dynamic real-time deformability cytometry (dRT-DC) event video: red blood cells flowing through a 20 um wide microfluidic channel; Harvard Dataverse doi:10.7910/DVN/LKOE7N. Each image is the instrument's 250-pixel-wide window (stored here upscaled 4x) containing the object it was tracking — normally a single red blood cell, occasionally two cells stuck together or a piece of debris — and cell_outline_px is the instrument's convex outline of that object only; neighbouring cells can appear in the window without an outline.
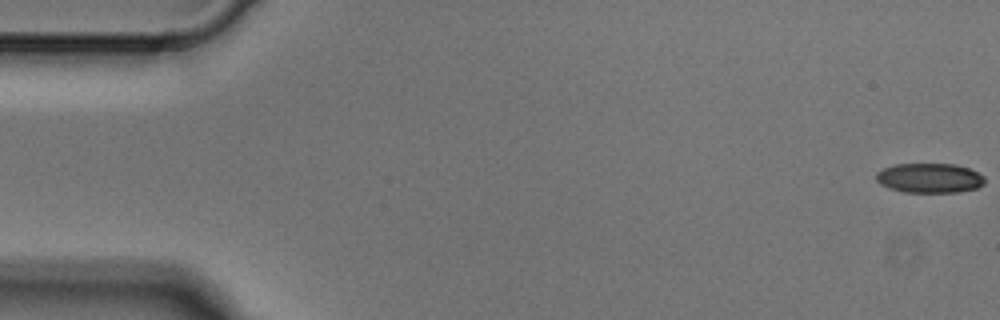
{"species": "Egyptian fruit bat (a non-hibernating species)", "species_latin": "Rousettus aegyptiacus", "temperature_condition": "cold", "stored_images_in_passage": 7, "camera_frame_rate_fps": 3000, "um_per_image_px": 0.085, "animal": {"sex": "male"}, "frame": {"image": 1, "passage_image": 1, "time_ms": 0.0, "image_size_px": [1000, 320], "cell_outline_px": [[984, 184], [976, 188], [956, 192], [904, 192], [888, 188], [880, 184], [876, 180], [876, 172], [884, 168], [896, 164], [956, 164], [968, 168], [984, 176]], "centroid_in_image_um": [78.99, 15.13], "position_along_channel_um": 6.0, "area_um2": 18.73}}
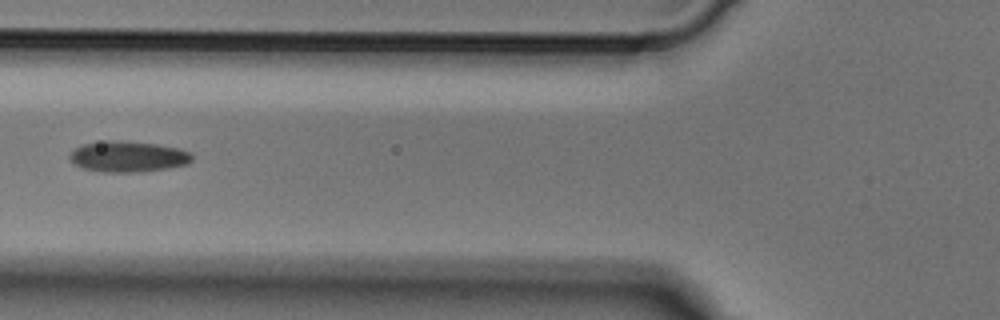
{"frame": {"image": 2, "passage_image": 6, "time_ms": 1.667, "image_size_px": [1000, 320], "cell_outline_px": [[192, 160], [188, 164], [168, 168], [140, 172], [104, 172], [84, 168], [76, 164], [68, 156], [80, 144], [108, 140], [112, 140], [156, 144], [180, 148], [188, 152], [192, 156]], "centroid_in_image_um": [10.89, 13.31], "position_along_channel_um": 114.9, "area_um2": 21.85}}
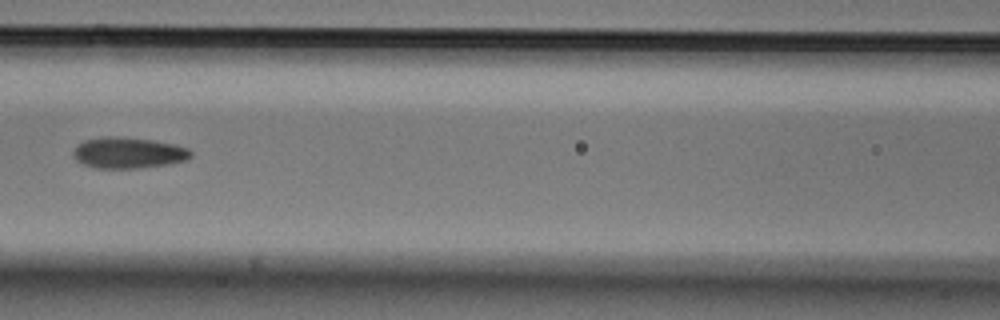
{"frame": {"image": 3, "passage_image": 7, "time_ms": 2.0, "image_size_px": [1000, 320], "cell_outline_px": [[192, 156], [188, 160], [168, 164], [136, 168], [96, 168], [84, 164], [76, 160], [72, 156], [72, 152], [76, 144], [84, 140], [104, 136], [116, 136], [152, 140], [176, 144], [188, 148], [192, 152]], "centroid_in_image_um": [10.89, 12.98], "position_along_channel_um": 155.7, "area_um2": 21.5}}